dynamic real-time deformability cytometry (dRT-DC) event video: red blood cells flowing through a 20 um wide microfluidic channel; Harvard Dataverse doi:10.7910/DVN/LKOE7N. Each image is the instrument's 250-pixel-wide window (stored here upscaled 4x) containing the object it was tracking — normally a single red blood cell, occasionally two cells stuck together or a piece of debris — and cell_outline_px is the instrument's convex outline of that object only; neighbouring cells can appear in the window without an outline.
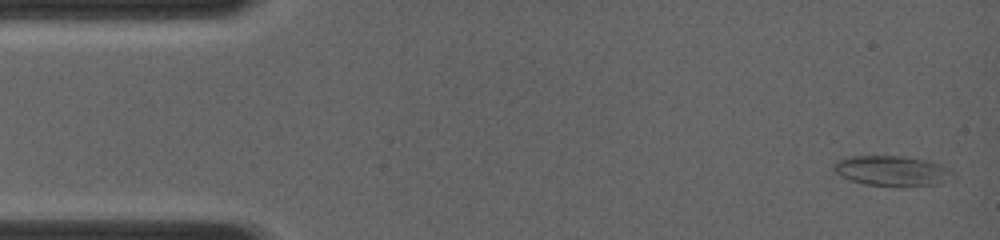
{"species": "common noctule bat (a hibernating species)", "species_latin": "Nyctalus noctula", "temperature_condition": "room temperature", "stored_images_in_passage": 9, "camera_frame_rate_fps": 4000, "um_per_image_px": 0.085, "animal": {"sex": "female", "body_mass_g": 19.0, "forearm_length_mm": 56.7}, "frame": {"image": 1, "passage_image": 1, "time_ms": 0.0, "image_size_px": [1000, 240], "cell_outline_px": [[956, 180], [940, 184], [864, 184], [840, 176], [832, 168], [836, 160], [852, 156], [900, 156], [924, 160], [948, 168], [956, 176]], "centroid_in_image_um": [75.83, 14.5], "position_along_channel_um": 9.2, "area_um2": 20.35}}
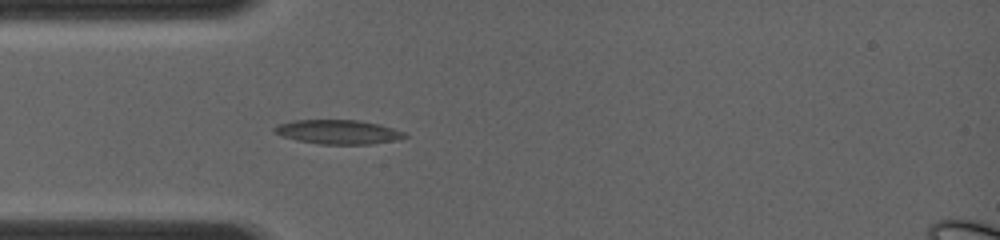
{"frame": {"image": 2, "passage_image": 6, "time_ms": 3.5, "image_size_px": [1000, 240], "cell_outline_px": [[408, 136], [400, 140], [372, 144], [320, 144], [280, 136], [272, 128], [280, 124], [292, 120], [356, 120], [376, 124], [392, 128], [404, 132]], "centroid_in_image_um": [28.76, 11.22], "position_along_channel_um": 56.2, "area_um2": 18.21}}
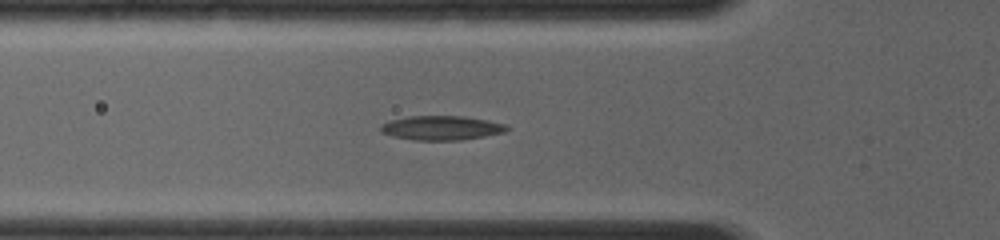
{"frame": {"image": 3, "passage_image": 8, "time_ms": 4.25, "image_size_px": [1000, 240], "cell_outline_px": [[512, 128], [504, 132], [484, 136], [460, 140], [416, 140], [392, 136], [380, 132], [380, 124], [388, 120], [408, 116], [464, 116], [488, 120], [508, 124]], "centroid_in_image_um": [37.53, 10.86], "position_along_channel_um": 88.3, "area_um2": 18.09}}